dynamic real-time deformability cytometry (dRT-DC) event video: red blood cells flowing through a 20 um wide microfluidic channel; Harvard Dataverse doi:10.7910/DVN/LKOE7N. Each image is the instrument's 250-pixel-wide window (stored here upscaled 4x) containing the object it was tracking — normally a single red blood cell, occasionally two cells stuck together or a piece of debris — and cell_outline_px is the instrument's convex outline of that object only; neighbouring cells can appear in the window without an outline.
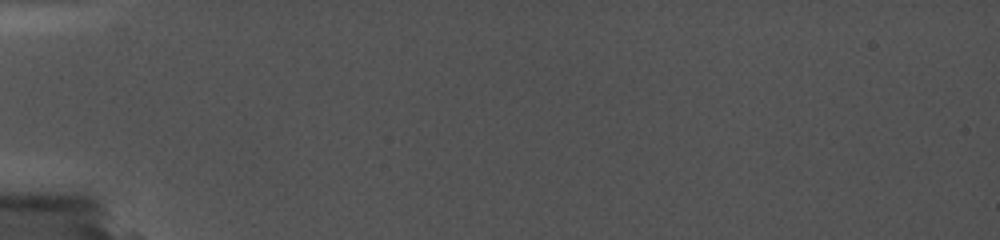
{"species": "common noctule bat (a hibernating species)", "species_latin": "Nyctalus noctula", "temperature_condition": "cold", "stored_images_in_passage": 5, "camera_frame_rate_fps": 5000, "um_per_image_px": 0.085, "animal": {"sex": "female", "body_mass_g": 19.0, "forearm_length_mm": 56.7}, "frame": {"image": 1, "passage_image": 5, "time_ms": 1.8, "image_size_px": [1000, 240], "cell_outline_px": [[688, 132], [684, 136], [620, 140], [568, 140], [532, 136], [524, 132], [524, 128], [548, 124], [636, 128]], "centroid_in_image_um": [50.77, 11.28], "position_along_channel_um": 34.2, "area_um2": 13.12}}